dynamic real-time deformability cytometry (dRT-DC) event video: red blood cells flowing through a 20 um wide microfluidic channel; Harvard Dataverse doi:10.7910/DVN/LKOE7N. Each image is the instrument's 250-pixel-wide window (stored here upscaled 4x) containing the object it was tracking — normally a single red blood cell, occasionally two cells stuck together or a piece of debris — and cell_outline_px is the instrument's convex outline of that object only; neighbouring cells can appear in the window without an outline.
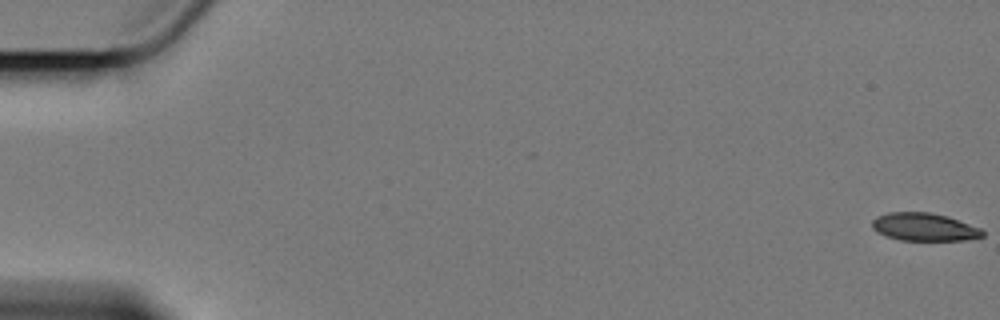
{"species": "Egyptian fruit bat (a non-hibernating species)", "species_latin": "Rousettus aegyptiacus", "temperature_condition": "cold", "stored_images_in_passage": 60, "camera_frame_rate_fps": 3000, "um_per_image_px": 0.085, "animal": {"sex": "female"}, "frame": {"image": 1, "passage_image": 1, "time_ms": 0.0, "image_size_px": [1000, 320], "cell_outline_px": [[984, 236], [964, 240], [900, 240], [876, 232], [872, 228], [872, 220], [876, 216], [888, 212], [928, 212], [948, 216], [980, 228], [984, 232]], "centroid_in_image_um": [78.53, 19.28], "position_along_channel_um": 6.5, "area_um2": 17.92}}
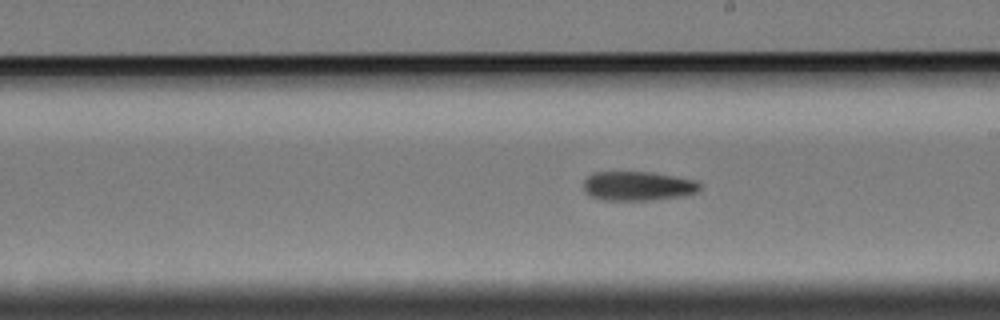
{"frame": {"image": 2, "passage_image": 35, "time_ms": 11.333, "image_size_px": [1000, 320], "cell_outline_px": [[700, 188], [696, 192], [684, 196], [648, 200], [600, 200], [584, 192], [584, 180], [588, 176], [596, 172], [652, 172], [692, 180], [700, 184]], "centroid_in_image_um": [54.18, 15.82], "position_along_channel_um": 234.8, "area_um2": 19.65}}
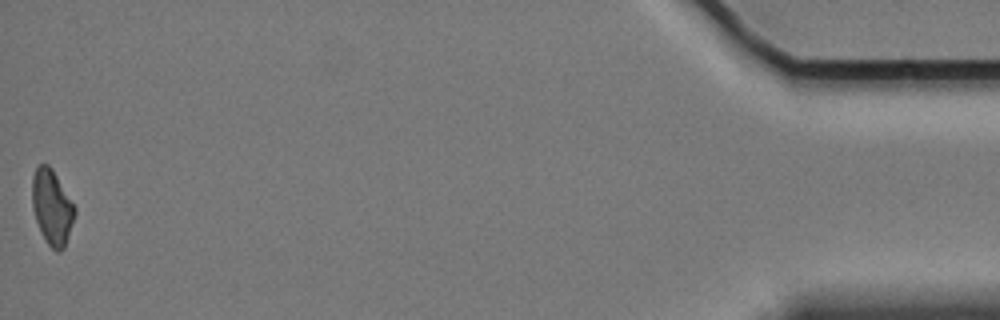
{"frame": {"image": 3, "passage_image": 60, "time_ms": 19.667, "image_size_px": [1000, 320], "cell_outline_px": [[76, 212], [64, 248], [60, 252], [56, 252], [48, 244], [36, 220], [32, 208], [32, 176], [36, 168], [40, 164], [48, 164], [52, 168], [76, 208]], "centroid_in_image_um": [4.41, 17.59], "position_along_channel_um": 430.8, "area_um2": 18.44}, "authors_computed_cell_mechanics": {"area_um2": 19.652, "velocity_mm_per_s": 3.4094, "shape_relaxation_time_tau1_ms": 4.2071, "shape_relaxation_time_tau2_ms": null, "deformation_change_tau1": 0.121, "deformation_change_tau2": null}}